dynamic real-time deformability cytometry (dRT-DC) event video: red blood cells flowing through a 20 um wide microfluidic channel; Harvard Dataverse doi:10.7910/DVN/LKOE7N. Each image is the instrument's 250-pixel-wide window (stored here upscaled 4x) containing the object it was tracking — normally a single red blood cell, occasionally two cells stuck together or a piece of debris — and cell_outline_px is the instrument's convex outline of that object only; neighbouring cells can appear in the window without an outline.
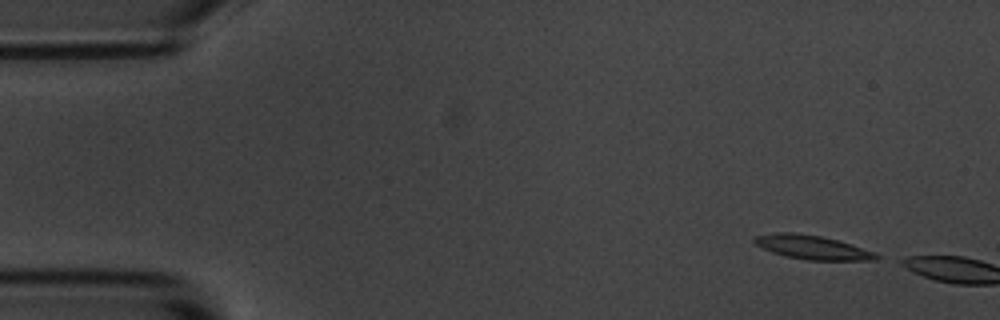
{"species": "common noctule bat (a hibernating species)", "species_latin": "Nyctalus noctula", "temperature_condition": "room temperature", "stored_images_in_passage": 2, "camera_frame_rate_fps": 3000, "um_per_image_px": 0.085, "animal": {"sex": "male", "body_mass_g": 20.1, "forearm_length_mm": 53.5}, "frame": {"image": 1, "passage_image": 1, "time_ms": 0.0, "image_size_px": [1000, 320], "cell_outline_px": [[880, 256], [876, 260], [808, 260], [784, 256], [772, 252], [756, 244], [752, 240], [752, 236], [776, 232], [792, 232], [820, 236], [836, 240], [876, 252]], "centroid_in_image_um": [69.01, 21.02], "position_along_channel_um": 16.0, "area_um2": 16.94}}